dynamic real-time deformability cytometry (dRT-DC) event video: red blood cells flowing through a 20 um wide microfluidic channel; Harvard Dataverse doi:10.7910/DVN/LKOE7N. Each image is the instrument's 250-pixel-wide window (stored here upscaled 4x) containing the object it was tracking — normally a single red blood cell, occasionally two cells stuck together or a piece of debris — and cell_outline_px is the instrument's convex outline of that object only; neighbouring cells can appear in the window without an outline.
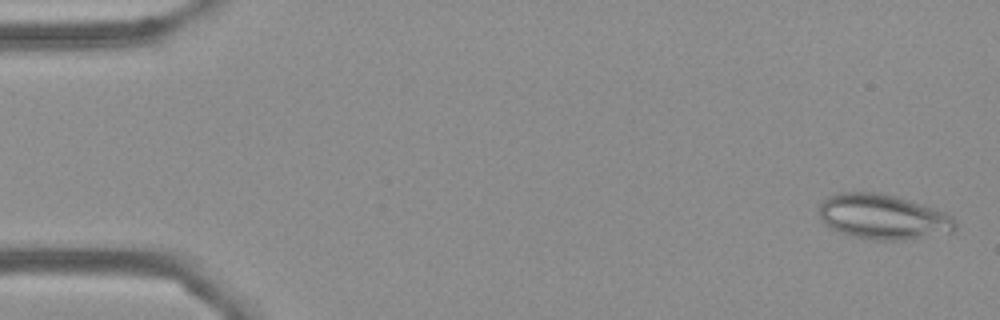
{"species": "Egyptian fruit bat (a non-hibernating species)", "species_latin": "Rousettus aegyptiacus", "temperature_condition": "cold", "stored_images_in_passage": 55, "camera_frame_rate_fps": 3000, "um_per_image_px": 0.085, "frame": {"image": 1, "passage_image": 2, "time_ms": 0.333, "image_size_px": [1000, 320], "cell_outline_px": [[956, 228], [952, 232], [900, 240], [880, 240], [852, 236], [840, 232], [824, 224], [820, 216], [820, 204], [828, 196], [840, 192], [880, 192], [896, 196], [924, 204], [944, 212], [952, 216], [956, 220]], "centroid_in_image_um": [75.07, 18.41], "position_along_channel_um": 9.9, "area_um2": 35.66}}
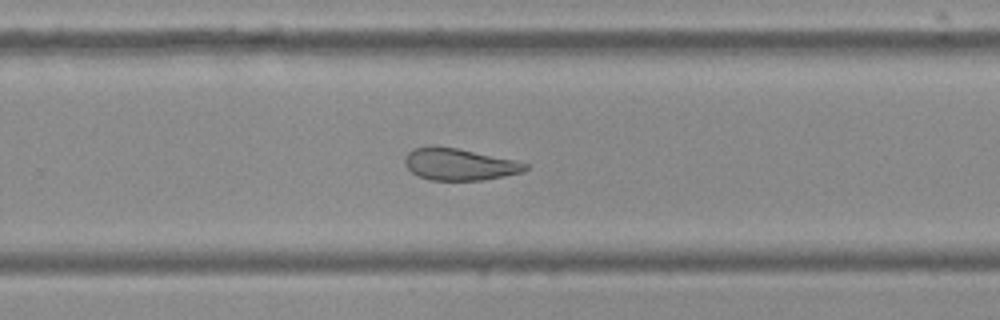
{"frame": {"image": 2, "passage_image": 36, "time_ms": 11.667, "image_size_px": [1000, 320], "cell_outline_px": [[528, 168], [524, 172], [504, 176], [480, 180], [432, 180], [420, 176], [412, 172], [404, 164], [404, 156], [412, 148], [432, 144], [456, 148], [516, 160], [528, 164]], "centroid_in_image_um": [39.01, 13.94], "position_along_channel_um": 290.8, "area_um2": 22.54}}
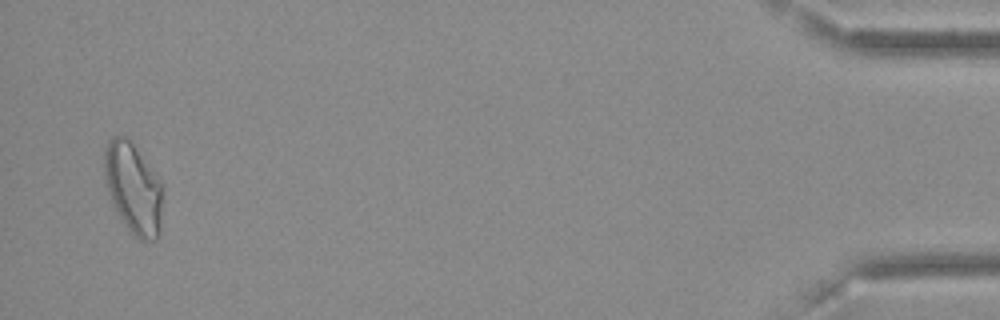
{"frame": {"image": 3, "passage_image": 54, "time_ms": 17.667, "image_size_px": [1000, 320], "cell_outline_px": [[160, 232], [156, 240], [144, 244], [124, 224], [112, 204], [108, 192], [104, 176], [104, 148], [108, 140], [112, 136], [124, 136], [132, 144], [160, 184]], "centroid_in_image_um": [11.26, 16.06], "position_along_channel_um": 423.9, "area_um2": 30.0}, "authors_computed_cell_mechanics": {"area_um2": 27.2816, "velocity_mm_per_s": 3.6245, "shape_relaxation_time_tau1_ms": null, "shape_relaxation_time_tau2_ms": 7.6591, "deformation_change_tau1": null, "deformation_change_tau2": 0.1743}}